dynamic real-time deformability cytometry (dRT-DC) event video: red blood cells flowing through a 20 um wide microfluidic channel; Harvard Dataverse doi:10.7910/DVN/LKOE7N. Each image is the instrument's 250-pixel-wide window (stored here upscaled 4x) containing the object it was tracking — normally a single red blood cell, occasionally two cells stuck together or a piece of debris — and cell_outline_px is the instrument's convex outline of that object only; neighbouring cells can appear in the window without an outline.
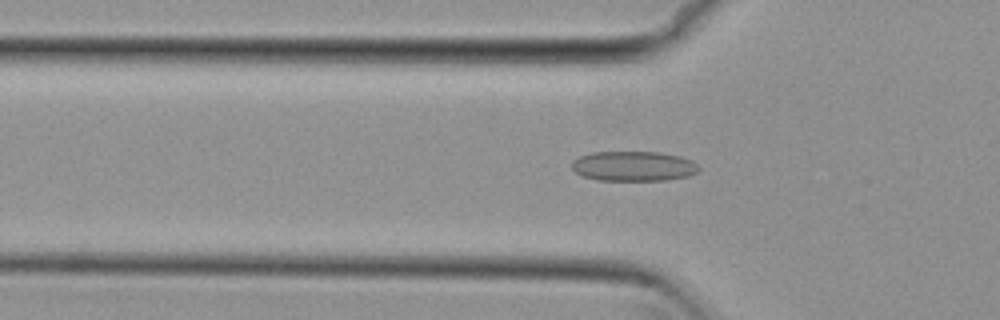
{"species": "common noctule bat (a hibernating species)", "species_latin": "Nyctalus noctula", "temperature_condition": "cold", "stored_images_in_passage": 54, "camera_frame_rate_fps": 3000, "um_per_image_px": 0.085, "animal": {"sex": "female", "body_mass_g": 29.2, "forearm_length_mm": 56.3}, "frame": {"image": 1, "passage_image": 18, "time_ms": 5.667, "image_size_px": [1000, 320], "cell_outline_px": [[700, 168], [696, 172], [688, 176], [664, 180], [596, 180], [584, 176], [576, 172], [572, 168], [572, 160], [580, 156], [592, 152], [660, 152], [680, 156], [692, 160]], "centroid_in_image_um": [53.84, 14.12], "position_along_channel_um": 72.0, "area_um2": 22.08}}
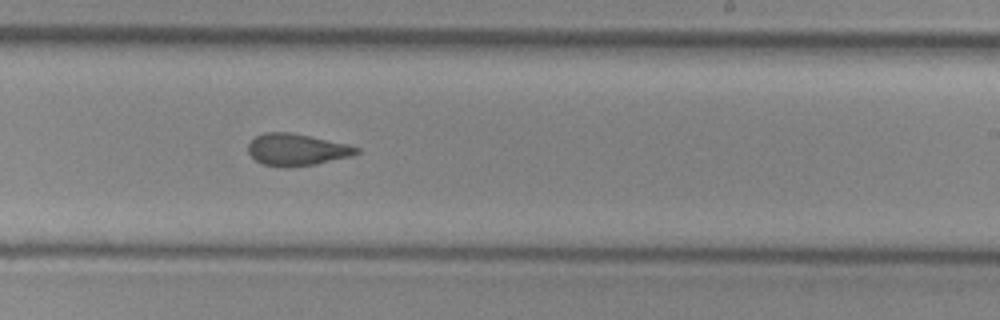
{"frame": {"image": 2, "passage_image": 33, "time_ms": 10.667, "image_size_px": [1000, 320], "cell_outline_px": [[360, 152], [352, 156], [316, 164], [288, 168], [284, 168], [264, 164], [256, 160], [248, 152], [248, 144], [256, 136], [264, 132], [288, 132], [348, 144], [360, 148]], "centroid_in_image_um": [25.23, 12.73], "position_along_channel_um": 263.8, "area_um2": 20.11}}
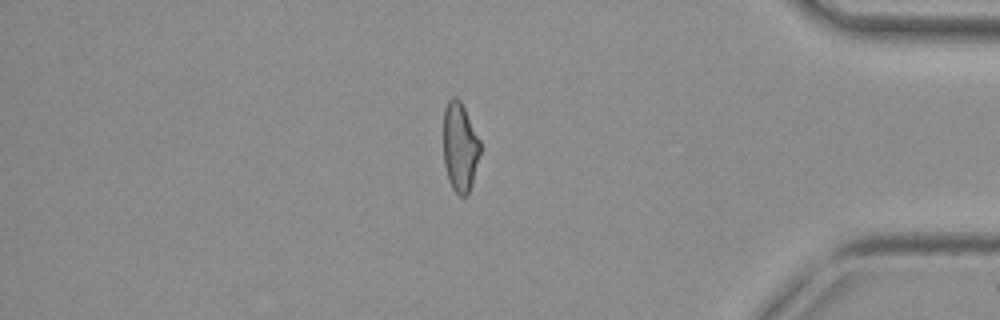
{"frame": {"image": 3, "passage_image": 46, "time_ms": 15.0, "image_size_px": [1000, 320], "cell_outline_px": [[480, 152], [472, 184], [468, 192], [464, 196], [460, 196], [452, 188], [448, 180], [444, 164], [444, 108], [448, 100], [452, 96], [456, 96], [460, 100], [480, 140]], "centroid_in_image_um": [39.08, 12.49], "position_along_channel_um": 396.1, "area_um2": 19.02}, "authors_computed_cell_mechanics": {"area_um2": 20.808, "velocity_mm_per_s": 3.8293, "shape_relaxation_time_tau1_ms": null, "shape_relaxation_time_tau2_ms": 1.8161, "deformation_change_tau1": null, "deformation_change_tau2": 0.0991}}